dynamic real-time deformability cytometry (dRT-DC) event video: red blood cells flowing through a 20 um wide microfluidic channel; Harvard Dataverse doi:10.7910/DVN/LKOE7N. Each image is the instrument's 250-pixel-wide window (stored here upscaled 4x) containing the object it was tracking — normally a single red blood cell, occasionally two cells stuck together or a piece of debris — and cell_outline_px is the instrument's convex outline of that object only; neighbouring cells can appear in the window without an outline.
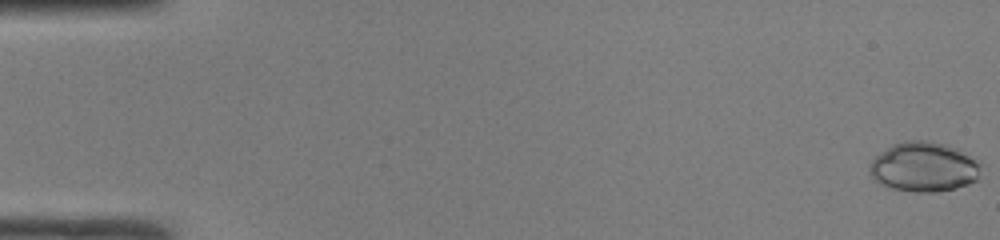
{"species": "common noctule bat (a hibernating species)", "species_latin": "Nyctalus noctula", "temperature_condition": "room temperature", "stored_images_in_passage": 49, "camera_frame_rate_fps": 3000, "um_per_image_px": 0.085, "animal": {"sex": "male", "body_mass_g": 19.0, "forearm_length_mm": 50.8}, "frame": {"image": 1, "passage_image": 1, "time_ms": 0.0, "image_size_px": [1000, 240], "cell_outline_px": [[980, 164], [976, 180], [968, 184], [936, 192], [916, 192], [892, 188], [880, 184], [872, 180], [868, 172], [868, 168], [872, 160], [876, 156], [892, 144], [904, 140], [928, 140], [944, 144], [956, 148], [980, 160]], "centroid_in_image_um": [78.49, 14.18], "position_along_channel_um": 6.5, "area_um2": 32.37}}
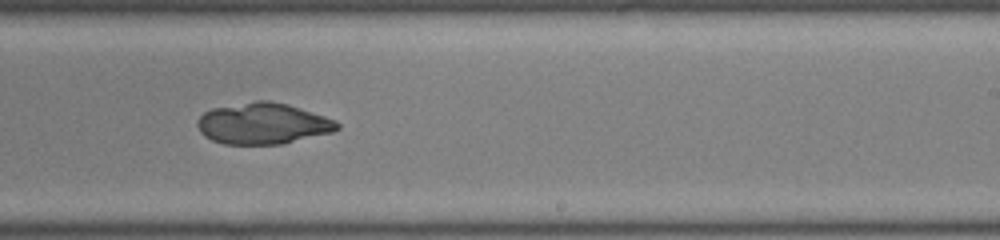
{"frame": {"image": 2, "passage_image": 31, "time_ms": 10.0, "image_size_px": [1000, 240], "cell_outline_px": [[340, 128], [332, 132], [284, 144], [224, 144], [212, 140], [204, 136], [200, 132], [196, 124], [196, 120], [204, 112], [212, 108], [256, 100], [272, 100], [288, 104], [336, 120], [340, 124]], "centroid_in_image_um": [22.34, 10.5], "position_along_channel_um": 266.7, "area_um2": 33.81}}
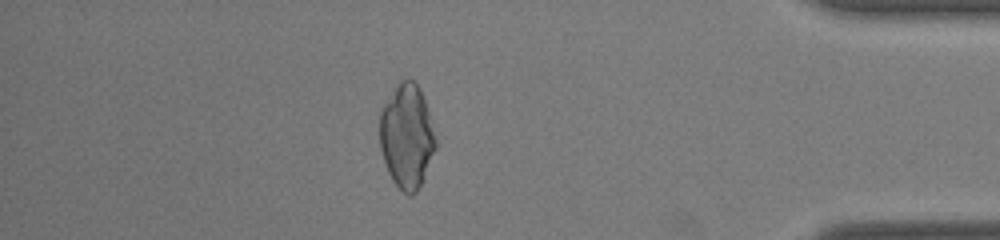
{"frame": {"image": 3, "passage_image": 43, "time_ms": 14.0, "image_size_px": [1000, 240], "cell_outline_px": [[436, 148], [424, 176], [416, 192], [412, 196], [408, 196], [392, 180], [388, 172], [380, 148], [380, 112], [384, 104], [396, 84], [400, 80], [408, 76], [420, 88], [428, 112], [436, 140]], "centroid_in_image_um": [34.56, 11.56], "position_along_channel_um": 400.6, "area_um2": 33.7}}